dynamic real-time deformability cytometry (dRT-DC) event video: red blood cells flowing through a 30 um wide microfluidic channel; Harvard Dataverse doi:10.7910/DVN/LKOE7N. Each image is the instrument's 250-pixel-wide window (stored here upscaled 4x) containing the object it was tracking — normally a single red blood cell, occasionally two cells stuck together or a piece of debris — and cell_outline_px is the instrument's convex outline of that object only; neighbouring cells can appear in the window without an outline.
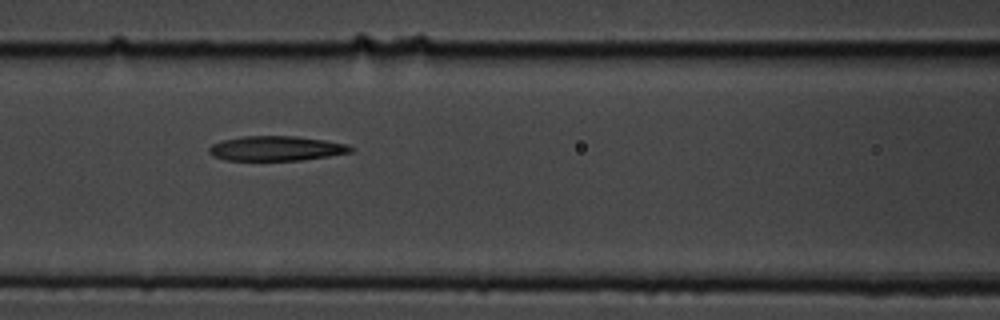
{"species": "common noctule bat (a hibernating species)", "species_latin": "Nyctalus noctula", "temperature_condition": "cold", "stored_images_in_passage": 11, "camera_frame_rate_fps": 3000, "um_per_image_px": 0.085, "animal": {"sex": "male", "body_mass_g": 19.5, "forearm_length_mm": 54.6}, "frame": {"image": 1, "passage_image": 7, "time_ms": 2.0, "image_size_px": [1000, 320], "cell_outline_px": [[356, 148], [352, 152], [328, 156], [300, 160], [224, 160], [212, 156], [208, 152], [208, 148], [212, 144], [220, 140], [240, 136], [296, 136], [324, 140], [348, 144]], "centroid_in_image_um": [23.46, 12.61], "position_along_channel_um": 143.1, "area_um2": 20.63}}
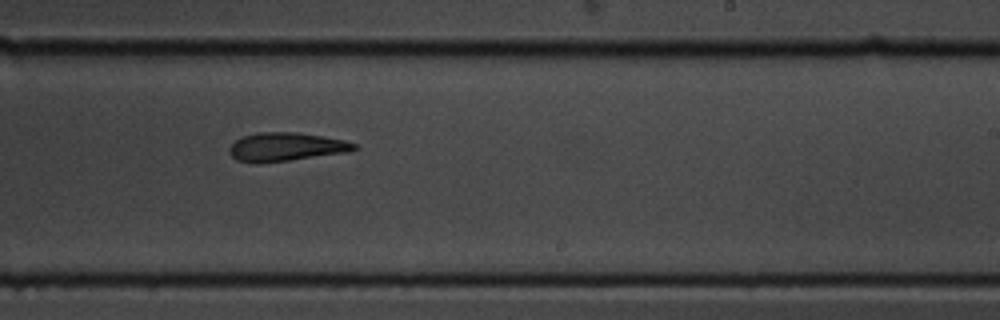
{"frame": {"image": 2, "passage_image": 10, "time_ms": 3.0, "image_size_px": [1000, 320], "cell_outline_px": [[360, 148], [352, 152], [256, 164], [236, 160], [228, 152], [228, 148], [240, 136], [256, 132], [296, 132], [344, 140], [356, 144]], "centroid_in_image_um": [24.29, 12.49], "position_along_channel_um": 264.7, "area_um2": 21.04}}
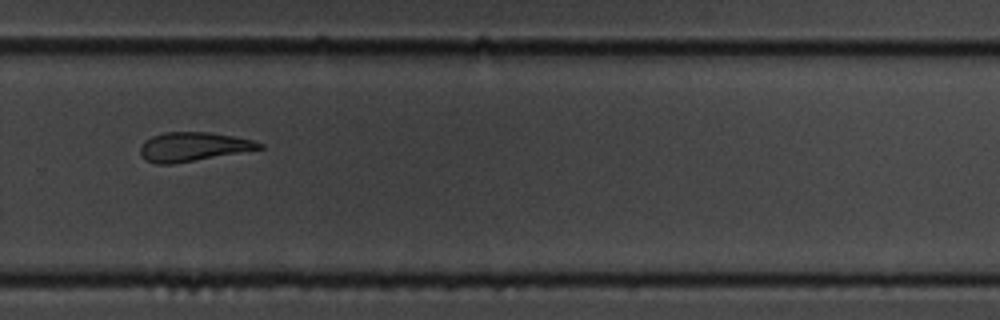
{"frame": {"image": 3, "passage_image": 11, "time_ms": 3.333, "image_size_px": [1000, 320], "cell_outline_px": [[264, 148], [172, 164], [156, 164], [144, 160], [140, 152], [140, 148], [144, 140], [152, 136], [164, 132], [208, 132], [232, 136], [252, 140], [264, 144]], "centroid_in_image_um": [16.37, 12.47], "position_along_channel_um": 313.4, "area_um2": 20.0}}